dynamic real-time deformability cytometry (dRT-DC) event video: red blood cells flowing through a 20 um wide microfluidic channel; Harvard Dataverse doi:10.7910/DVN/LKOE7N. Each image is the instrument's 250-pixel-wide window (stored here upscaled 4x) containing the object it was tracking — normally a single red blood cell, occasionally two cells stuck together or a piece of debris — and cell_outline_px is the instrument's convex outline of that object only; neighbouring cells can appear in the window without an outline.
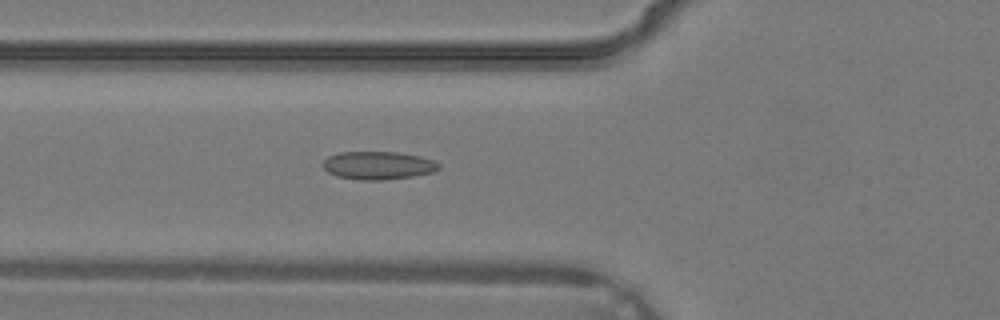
{"species": "common noctule bat (a hibernating species)", "species_latin": "Nyctalus noctula", "temperature_condition": "warm", "stored_images_in_passage": 36, "camera_frame_rate_fps": 3000, "um_per_image_px": 0.085, "animal": {"sex": "male", "body_mass_g": 19.2, "forearm_length_mm": 51.8}, "frame": {"image": 1, "passage_image": 13, "time_ms": 4.0, "image_size_px": [1000, 320], "cell_outline_px": [[440, 168], [432, 172], [412, 176], [380, 180], [360, 180], [336, 176], [328, 172], [320, 164], [328, 156], [340, 152], [396, 152], [420, 156], [432, 160], [440, 164]], "centroid_in_image_um": [32.1, 14.06], "position_along_channel_um": 93.7, "area_um2": 18.9}}
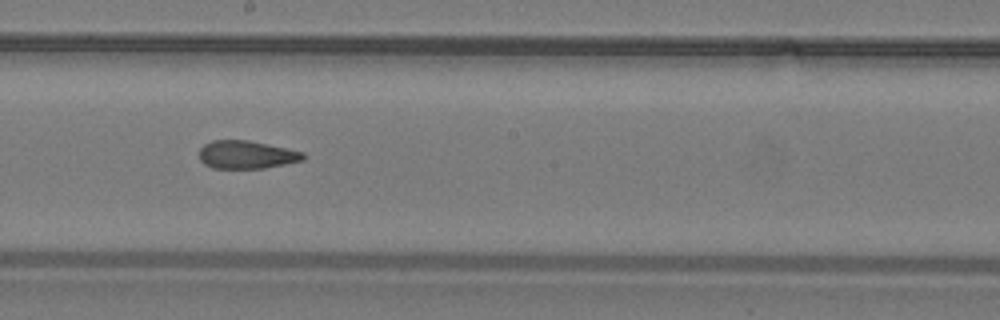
{"frame": {"image": 2, "passage_image": 20, "time_ms": 6.333, "image_size_px": [1000, 320], "cell_outline_px": [[304, 160], [264, 168], [212, 168], [204, 164], [200, 160], [200, 148], [204, 144], [212, 140], [248, 140], [288, 148], [304, 152]], "centroid_in_image_um": [20.95, 13.14], "position_along_channel_um": 227.3, "area_um2": 16.99}}
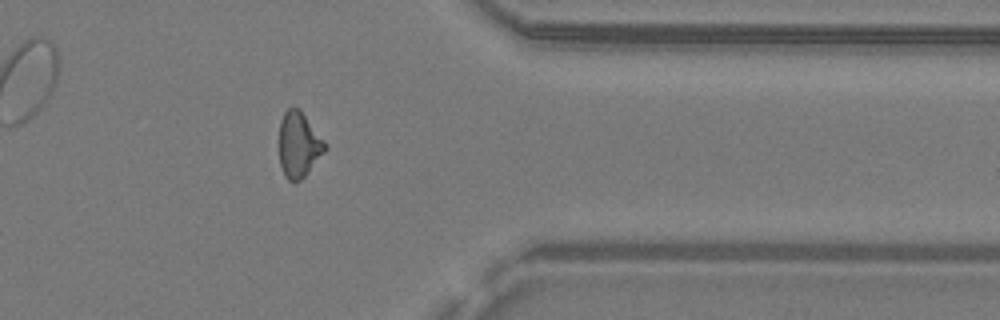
{"frame": {"image": 3, "passage_image": 29, "time_ms": 9.333, "image_size_px": [1000, 320], "cell_outline_px": [[328, 148], [308, 172], [296, 184], [292, 184], [284, 176], [280, 164], [280, 120], [284, 112], [288, 108], [300, 108], [328, 144]], "centroid_in_image_um": [25.42, 12.31], "position_along_channel_um": 386.0, "area_um2": 17.8}}